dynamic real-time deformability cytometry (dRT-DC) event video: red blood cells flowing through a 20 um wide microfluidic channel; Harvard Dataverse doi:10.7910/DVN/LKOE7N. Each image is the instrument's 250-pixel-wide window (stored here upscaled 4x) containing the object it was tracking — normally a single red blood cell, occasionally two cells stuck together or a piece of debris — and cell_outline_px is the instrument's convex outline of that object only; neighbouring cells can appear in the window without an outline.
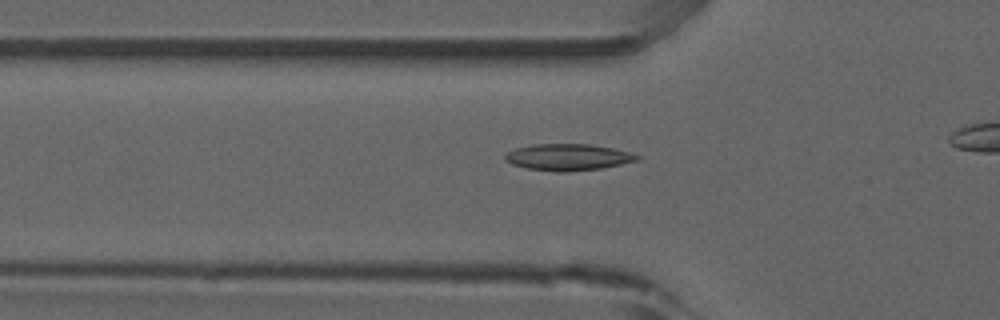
{"species": "common noctule bat (a hibernating species)", "species_latin": "Nyctalus noctula", "temperature_condition": "room temperature", "stored_images_in_passage": 18, "camera_frame_rate_fps": 3000, "um_per_image_px": 0.085, "animal": {"sex": "male", "forearm_length_mm": 52.5}, "frame": {"image": 1, "passage_image": 6, "time_ms": 1.667, "image_size_px": [1000, 320], "cell_outline_px": [[640, 160], [600, 168], [568, 172], [556, 172], [528, 168], [512, 164], [504, 160], [504, 156], [508, 152], [516, 148], [532, 144], [588, 144], [612, 148], [628, 152], [640, 156]], "centroid_in_image_um": [48.26, 13.36], "position_along_channel_um": 77.5, "area_um2": 20.29}}
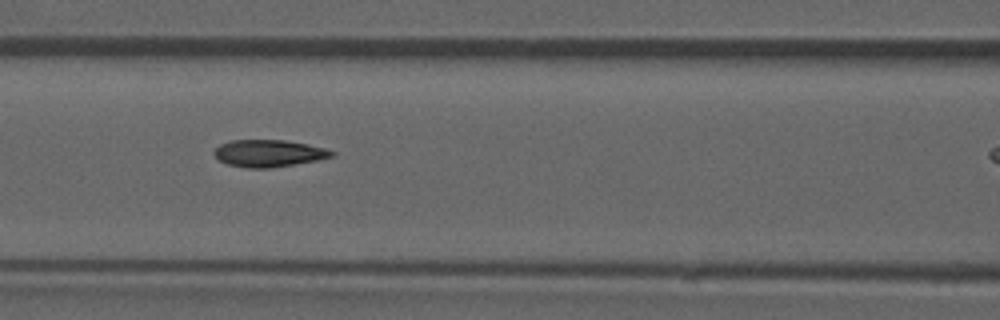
{"frame": {"image": 2, "passage_image": 11, "time_ms": 3.333, "image_size_px": [1000, 320], "cell_outline_px": [[336, 156], [316, 160], [272, 168], [248, 168], [228, 164], [220, 160], [212, 152], [220, 144], [232, 140], [284, 140], [308, 144], [324, 148], [336, 152]], "centroid_in_image_um": [22.86, 13.03], "position_along_channel_um": 143.7, "area_um2": 18.5}}